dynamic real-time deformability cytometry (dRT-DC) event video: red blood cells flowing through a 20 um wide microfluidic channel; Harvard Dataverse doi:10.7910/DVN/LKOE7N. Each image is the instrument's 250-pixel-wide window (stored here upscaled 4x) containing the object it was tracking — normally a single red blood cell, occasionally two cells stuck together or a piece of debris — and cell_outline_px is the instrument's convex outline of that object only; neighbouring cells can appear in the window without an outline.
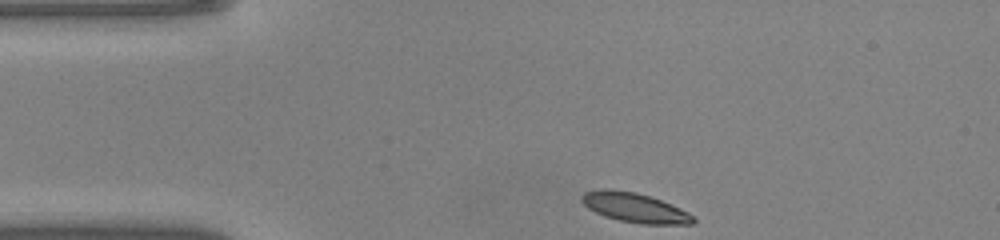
{"species": "common noctule bat (a hibernating species)", "species_latin": "Nyctalus noctula", "temperature_condition": "warm", "stored_images_in_passage": 5, "camera_frame_rate_fps": 3000, "um_per_image_px": 0.085, "animal": {"sex": "male", "body_mass_g": 20.0, "forearm_length_mm": 53.3}, "frame": {"image": 1, "passage_image": 1, "time_ms": 0.0, "image_size_px": [1000, 240], "cell_outline_px": [[696, 220], [692, 224], [640, 224], [620, 220], [604, 216], [588, 208], [580, 200], [580, 196], [584, 192], [604, 188], [608, 188], [636, 192], [660, 200], [680, 208], [688, 212]], "centroid_in_image_um": [53.92, 17.64], "position_along_channel_um": 31.1, "area_um2": 19.13}}